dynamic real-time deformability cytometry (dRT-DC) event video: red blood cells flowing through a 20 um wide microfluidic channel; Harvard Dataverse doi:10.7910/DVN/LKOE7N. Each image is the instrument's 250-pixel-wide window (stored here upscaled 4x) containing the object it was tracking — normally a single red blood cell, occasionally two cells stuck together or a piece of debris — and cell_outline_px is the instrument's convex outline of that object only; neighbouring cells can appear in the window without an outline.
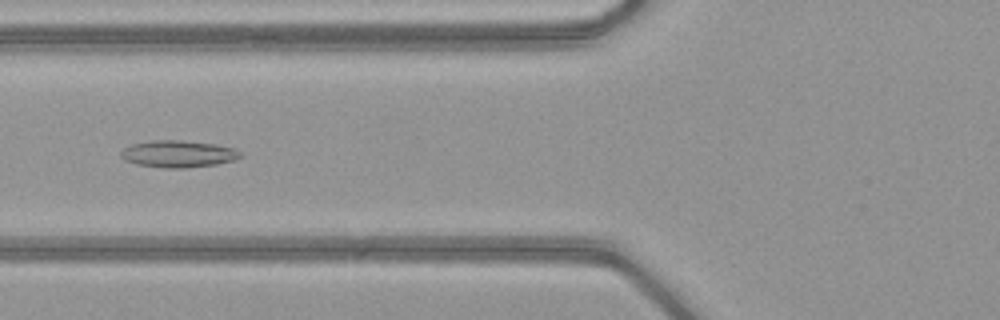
{"species": "common noctule bat (a hibernating species)", "species_latin": "Nyctalus noctula", "temperature_condition": "warm", "stored_images_in_passage": 47, "camera_frame_rate_fps": 3000, "um_per_image_px": 0.085, "animal": {"sex": "female", "body_mass_g": 21.9}, "frame": {"image": 1, "passage_image": 17, "time_ms": 5.333, "image_size_px": [1000, 320], "cell_outline_px": [[244, 156], [236, 160], [216, 164], [188, 168], [164, 168], [136, 164], [124, 160], [120, 156], [120, 152], [124, 148], [132, 144], [152, 140], [184, 140], [216, 144], [232, 148], [240, 152]], "centroid_in_image_um": [15.15, 13.08], "position_along_channel_um": 110.6, "area_um2": 18.96}}
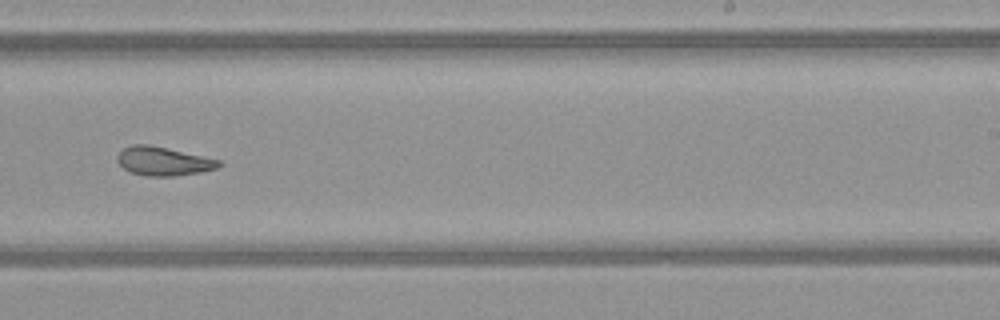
{"frame": {"image": 2, "passage_image": 29, "time_ms": 9.333, "image_size_px": [1000, 320], "cell_outline_px": [[224, 164], [216, 168], [200, 172], [172, 176], [144, 176], [132, 172], [124, 168], [116, 160], [116, 156], [124, 148], [132, 144], [148, 144], [168, 148], [220, 160]], "centroid_in_image_um": [13.87, 13.7], "position_along_channel_um": 275.1, "area_um2": 16.94}}
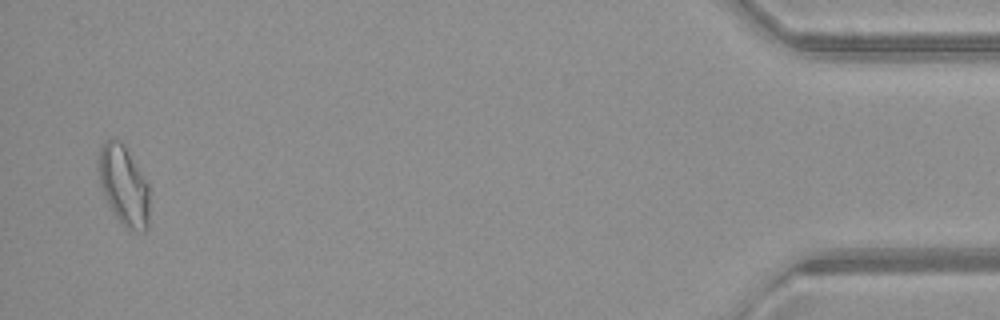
{"frame": {"image": 3, "passage_image": 46, "time_ms": 15.0, "image_size_px": [1000, 320], "cell_outline_px": [[148, 228], [144, 232], [132, 232], [124, 228], [116, 216], [104, 196], [100, 188], [100, 148], [104, 140], [120, 140], [128, 148], [148, 184]], "centroid_in_image_um": [10.54, 15.8], "position_along_channel_um": 424.7, "area_um2": 23.64}, "authors_computed_cell_mechanics": {"area_um2": 18.9584, "velocity_mm_per_s": 4.1009, "shape_relaxation_time_tau1_ms": null, "shape_relaxation_time_tau2_ms": 2.9831, "deformation_change_tau1": null, "deformation_change_tau2": 0.1086}}